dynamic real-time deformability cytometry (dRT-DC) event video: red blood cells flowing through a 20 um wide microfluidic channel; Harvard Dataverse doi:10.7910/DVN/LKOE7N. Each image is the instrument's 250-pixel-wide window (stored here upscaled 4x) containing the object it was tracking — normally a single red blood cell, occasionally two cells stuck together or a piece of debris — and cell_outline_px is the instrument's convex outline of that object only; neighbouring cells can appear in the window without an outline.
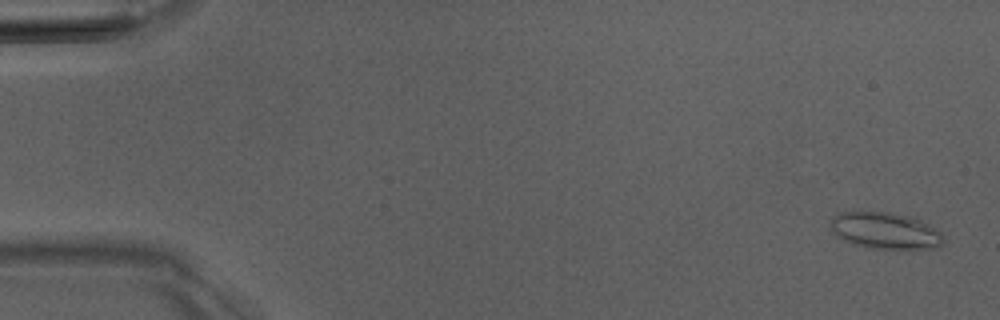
{"species": "Egyptian fruit bat (a non-hibernating species)", "species_latin": "Rousettus aegyptiacus", "temperature_condition": "room temperature", "stored_images_in_passage": 5, "camera_frame_rate_fps": 3000, "um_per_image_px": 0.085, "animal": {"sex": "male"}, "frame": {"image": 1, "passage_image": 1, "time_ms": 0.0, "image_size_px": [1000, 320], "cell_outline_px": [[944, 244], [936, 248], [868, 248], [844, 240], [832, 228], [832, 216], [840, 212], [884, 212], [908, 216], [920, 220], [928, 224], [940, 232], [944, 236]], "centroid_in_image_um": [75.3, 19.61], "position_along_channel_um": 9.7, "area_um2": 23.52}}